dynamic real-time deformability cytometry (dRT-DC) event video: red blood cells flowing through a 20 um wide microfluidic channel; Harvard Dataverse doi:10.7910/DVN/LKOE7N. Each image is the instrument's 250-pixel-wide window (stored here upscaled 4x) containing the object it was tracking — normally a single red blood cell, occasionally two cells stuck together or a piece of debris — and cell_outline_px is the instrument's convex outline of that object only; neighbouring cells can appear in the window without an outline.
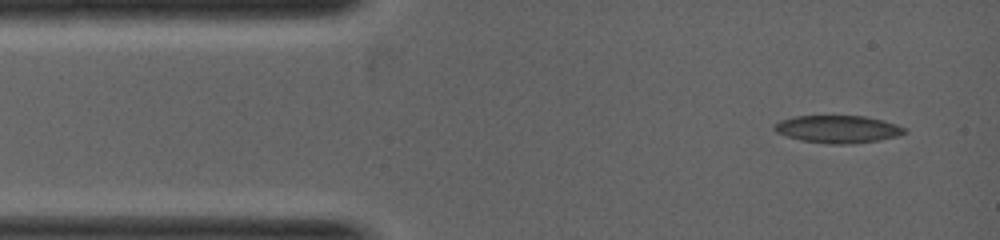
{"species": "common noctule bat (a hibernating species)", "species_latin": "Nyctalus noctula", "temperature_condition": "warm", "stored_images_in_passage": 6, "camera_frame_rate_fps": 5000, "um_per_image_px": 0.085, "animal": {"sex": "female", "body_mass_g": 19.0, "forearm_length_mm": 53.3}, "frame": {"image": 1, "passage_image": 1, "time_ms": 0.0, "image_size_px": [1000, 240], "cell_outline_px": [[908, 132], [896, 136], [880, 140], [848, 144], [828, 144], [800, 140], [776, 132], [772, 128], [772, 124], [780, 120], [792, 116], [864, 116], [884, 120], [896, 124], [904, 128]], "centroid_in_image_um": [71.18, 10.97], "position_along_channel_um": 13.8, "area_um2": 20.98}}
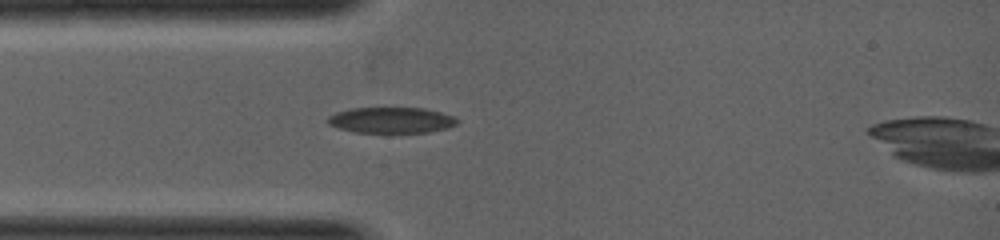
{"frame": {"image": 2, "passage_image": 6, "time_ms": 1.2, "image_size_px": [1000, 240], "cell_outline_px": [[460, 120], [456, 124], [448, 128], [428, 132], [352, 132], [336, 128], [328, 124], [324, 120], [328, 116], [336, 112], [352, 108], [424, 108], [456, 116]], "centroid_in_image_um": [33.24, 10.21], "position_along_channel_um": 51.8, "area_um2": 19.71}}